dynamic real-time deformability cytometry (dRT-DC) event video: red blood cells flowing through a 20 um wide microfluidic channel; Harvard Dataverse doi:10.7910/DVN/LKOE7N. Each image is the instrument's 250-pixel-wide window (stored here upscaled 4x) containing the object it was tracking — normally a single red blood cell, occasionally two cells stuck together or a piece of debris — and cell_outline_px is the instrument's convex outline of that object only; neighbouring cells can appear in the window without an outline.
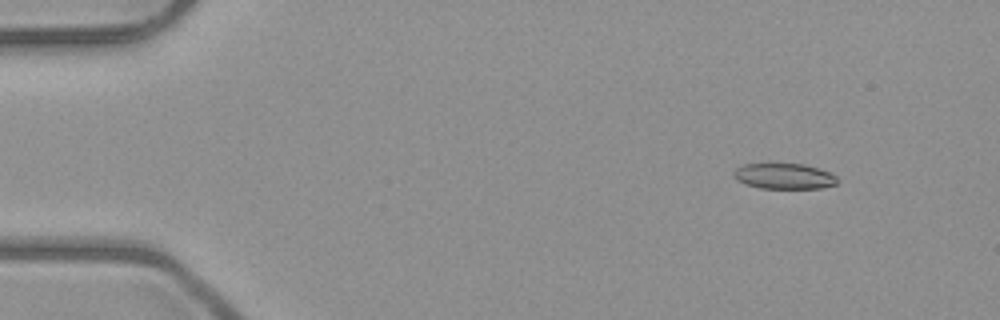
{"species": "common noctule bat (a hibernating species)", "species_latin": "Nyctalus noctula", "temperature_condition": "room temperature", "stored_images_in_passage": 6, "camera_frame_rate_fps": 3000, "um_per_image_px": 0.085, "animal": {"sex": "male", "body_mass_g": 23.1, "forearm_length_mm": 52.7}, "frame": {"image": 1, "passage_image": 2, "time_ms": 1.0, "image_size_px": [1000, 320], "cell_outline_px": [[836, 184], [820, 188], [760, 188], [744, 184], [736, 180], [732, 176], [732, 172], [736, 168], [744, 164], [768, 160], [804, 164], [828, 172], [836, 176]], "centroid_in_image_um": [66.52, 14.92], "position_along_channel_um": 18.5, "area_um2": 16.24}}
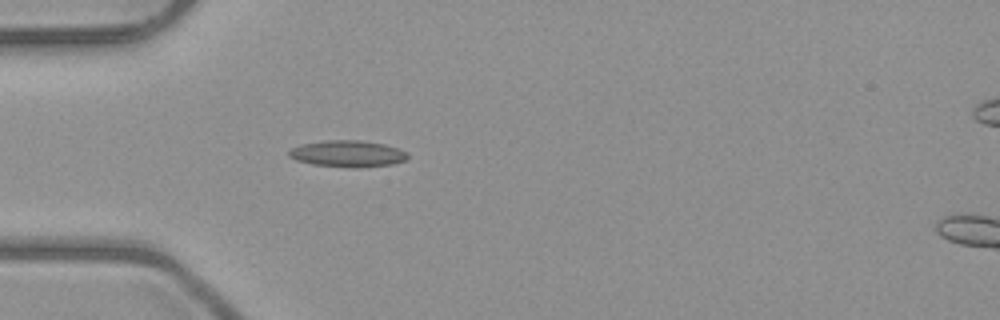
{"frame": {"image": 2, "passage_image": 5, "time_ms": 4.333, "image_size_px": [1000, 320], "cell_outline_px": [[408, 156], [404, 160], [392, 164], [360, 168], [352, 168], [312, 164], [296, 160], [288, 156], [288, 152], [292, 148], [304, 144], [324, 140], [360, 140], [384, 144], [408, 152]], "centroid_in_image_um": [29.55, 13.07], "position_along_channel_um": 55.5, "area_um2": 18.32}}